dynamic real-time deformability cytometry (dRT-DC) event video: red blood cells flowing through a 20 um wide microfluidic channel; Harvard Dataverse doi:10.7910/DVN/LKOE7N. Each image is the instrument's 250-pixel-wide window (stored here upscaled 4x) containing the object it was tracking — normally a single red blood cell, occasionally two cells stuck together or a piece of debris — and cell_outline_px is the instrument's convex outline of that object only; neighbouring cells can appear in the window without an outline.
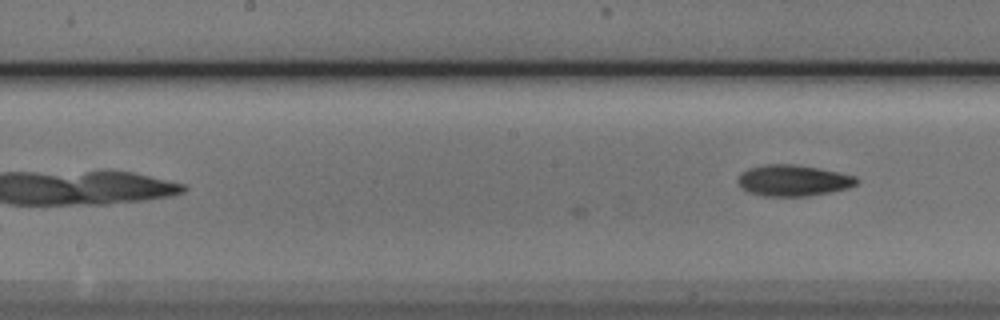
{"species": "Egyptian fruit bat (a non-hibernating species)", "species_latin": "Rousettus aegyptiacus", "temperature_condition": "cold", "stored_images_in_passage": 24, "camera_frame_rate_fps": 3000, "um_per_image_px": 0.085, "animal": {"sex": "male"}, "frame": {"image": 1, "passage_image": 24, "time_ms": 7.667, "image_size_px": [1000, 320], "cell_outline_px": [[860, 180], [856, 184], [848, 188], [832, 192], [808, 196], [764, 196], [748, 192], [736, 180], [748, 168], [764, 164], [792, 164], [820, 168], [856, 176]], "centroid_in_image_um": [67.46, 15.34], "position_along_channel_um": 180.7, "area_um2": 21.56}}